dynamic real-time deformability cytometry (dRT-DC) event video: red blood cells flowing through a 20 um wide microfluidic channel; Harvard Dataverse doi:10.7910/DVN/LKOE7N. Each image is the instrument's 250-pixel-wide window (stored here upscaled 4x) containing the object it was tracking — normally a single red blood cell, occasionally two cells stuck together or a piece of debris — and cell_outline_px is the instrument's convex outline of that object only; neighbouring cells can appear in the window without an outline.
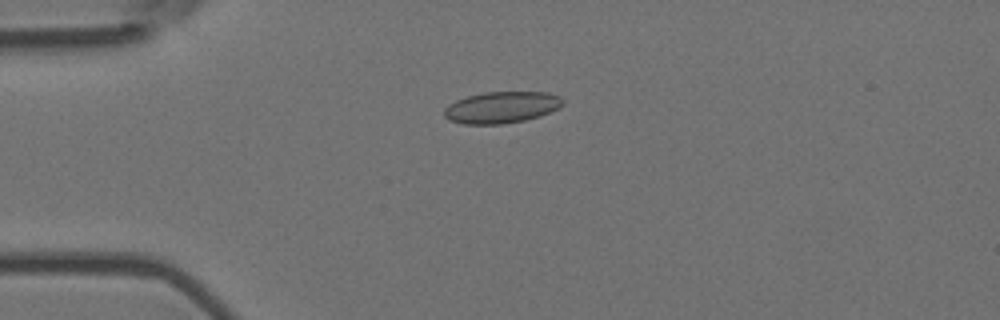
{"species": "Egyptian fruit bat (a non-hibernating species)", "species_latin": "Rousettus aegyptiacus", "temperature_condition": "room temperature", "stored_images_in_passage": 5, "camera_frame_rate_fps": 3000, "um_per_image_px": 0.085, "animal": {"sex": "female"}, "frame": {"image": 1, "passage_image": 4, "time_ms": 1.0, "image_size_px": [1000, 320], "cell_outline_px": [[564, 104], [560, 108], [540, 116], [524, 120], [500, 124], [464, 124], [448, 120], [444, 116], [444, 108], [448, 104], [456, 100], [468, 96], [484, 92], [548, 92], [560, 96], [564, 100]], "centroid_in_image_um": [42.64, 9.12], "position_along_channel_um": 42.4, "area_um2": 21.96}}